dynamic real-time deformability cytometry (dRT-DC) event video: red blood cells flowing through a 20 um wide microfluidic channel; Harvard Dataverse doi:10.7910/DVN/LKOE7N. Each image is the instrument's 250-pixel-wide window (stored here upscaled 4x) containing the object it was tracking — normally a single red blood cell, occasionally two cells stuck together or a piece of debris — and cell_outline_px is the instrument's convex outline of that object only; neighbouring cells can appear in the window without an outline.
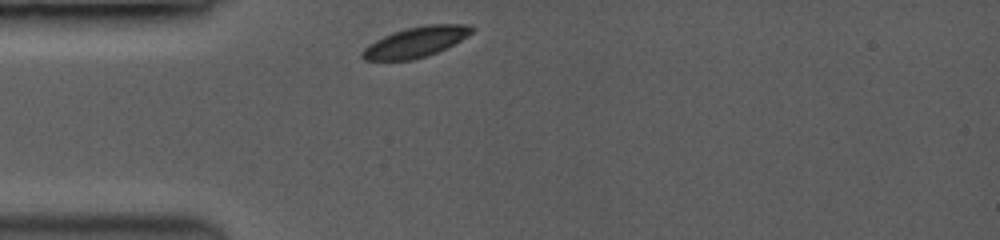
{"species": "common noctule bat (a hibernating species)", "species_latin": "Nyctalus noctula", "temperature_condition": "room temperature", "stored_images_in_passage": 5, "camera_frame_rate_fps": 3500, "um_per_image_px": 0.085, "animal": {"sex": "female", "body_mass_g": 19.0, "forearm_length_mm": 53.3}, "frame": {"image": 1, "passage_image": 1, "time_ms": 0.0, "image_size_px": [1000, 240], "cell_outline_px": [[476, 28], [472, 32], [460, 40], [436, 52], [412, 60], [364, 60], [360, 56], [360, 52], [368, 44], [392, 32], [404, 28], [424, 24], [468, 24]], "centroid_in_image_um": [35.3, 3.55], "position_along_channel_um": 49.7, "area_um2": 19.31}}
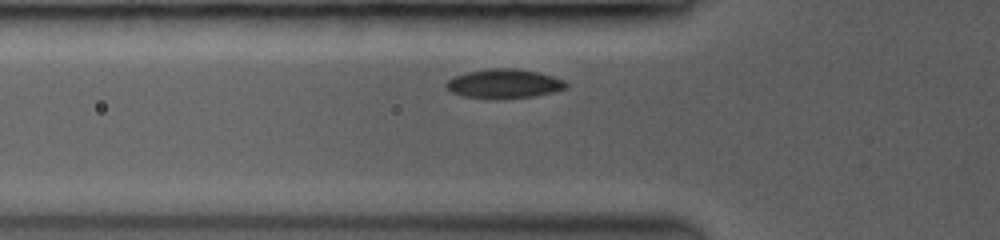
{"frame": {"image": 2, "passage_image": 3, "time_ms": 1.143, "image_size_px": [1000, 240], "cell_outline_px": [[568, 84], [564, 88], [552, 92], [532, 96], [464, 96], [452, 92], [444, 84], [452, 76], [464, 72], [488, 68], [520, 68], [552, 76], [564, 80]], "centroid_in_image_um": [42.81, 7.05], "position_along_channel_um": 83.0, "area_um2": 19.59}}